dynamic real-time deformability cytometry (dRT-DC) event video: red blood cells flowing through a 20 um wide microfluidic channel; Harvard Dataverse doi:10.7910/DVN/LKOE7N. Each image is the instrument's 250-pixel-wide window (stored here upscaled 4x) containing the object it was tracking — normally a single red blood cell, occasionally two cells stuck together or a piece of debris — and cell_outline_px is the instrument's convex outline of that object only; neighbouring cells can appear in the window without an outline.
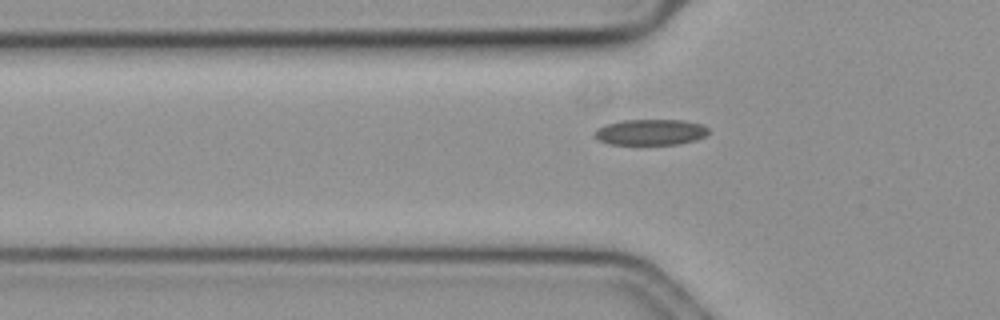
{"species": "common noctule bat (a hibernating species)", "species_latin": "Nyctalus noctula", "temperature_condition": "cold", "stored_images_in_passage": 38, "camera_frame_rate_fps": 3000, "um_per_image_px": 0.085, "animal": {"sex": "female", "body_mass_g": 19.3, "forearm_length_mm": 54.1}, "frame": {"image": 1, "passage_image": 2, "time_ms": 0.333, "image_size_px": [1000, 320], "cell_outline_px": [[708, 136], [696, 140], [680, 144], [612, 144], [600, 140], [592, 136], [592, 132], [596, 128], [604, 124], [624, 120], [684, 120], [704, 124], [708, 128]], "centroid_in_image_um": [55.31, 11.22], "position_along_channel_um": 70.5, "area_um2": 17.46}}
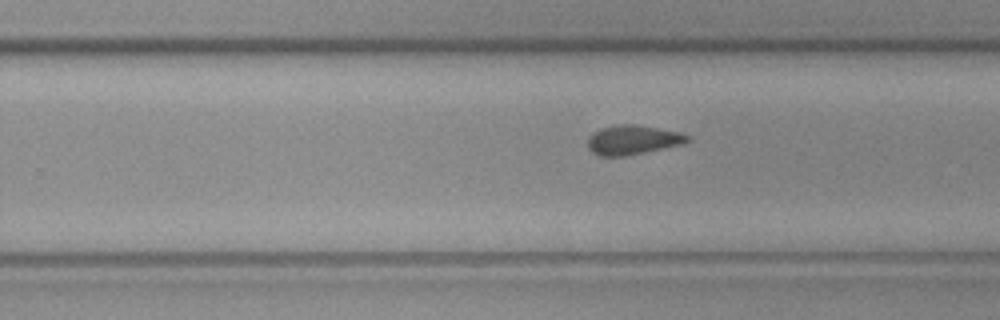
{"frame": {"image": 2, "passage_image": 19, "time_ms": 6.0, "image_size_px": [1000, 320], "cell_outline_px": [[692, 140], [684, 144], [624, 156], [600, 156], [592, 152], [588, 148], [588, 136], [592, 132], [600, 128], [620, 124], [632, 124], [680, 132], [692, 136]], "centroid_in_image_um": [53.8, 11.89], "position_along_channel_um": 276.0, "area_um2": 17.17}}
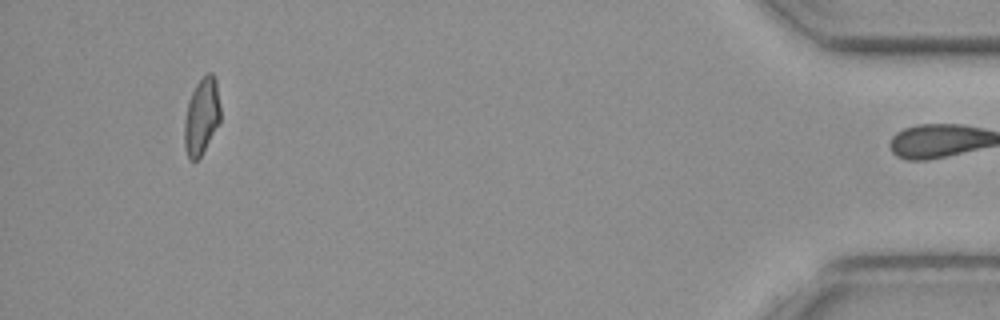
{"frame": {"image": 3, "passage_image": 37, "time_ms": 12.0, "image_size_px": [1000, 320], "cell_outline_px": [[220, 120], [200, 156], [196, 160], [188, 160], [184, 144], [184, 120], [188, 104], [192, 92], [196, 84], [208, 72], [212, 72], [216, 76], [220, 104]], "centroid_in_image_um": [17.13, 9.86], "position_along_channel_um": 418.1, "area_um2": 15.95}, "authors_computed_cell_mechanics": {"area_um2": 16.9932, "velocity_mm_per_s": 3.6317, "shape_relaxation_time_tau1_ms": null, "shape_relaxation_time_tau2_ms": 9.6331, "deformation_change_tau1": null, "deformation_change_tau2": 0.1501}}